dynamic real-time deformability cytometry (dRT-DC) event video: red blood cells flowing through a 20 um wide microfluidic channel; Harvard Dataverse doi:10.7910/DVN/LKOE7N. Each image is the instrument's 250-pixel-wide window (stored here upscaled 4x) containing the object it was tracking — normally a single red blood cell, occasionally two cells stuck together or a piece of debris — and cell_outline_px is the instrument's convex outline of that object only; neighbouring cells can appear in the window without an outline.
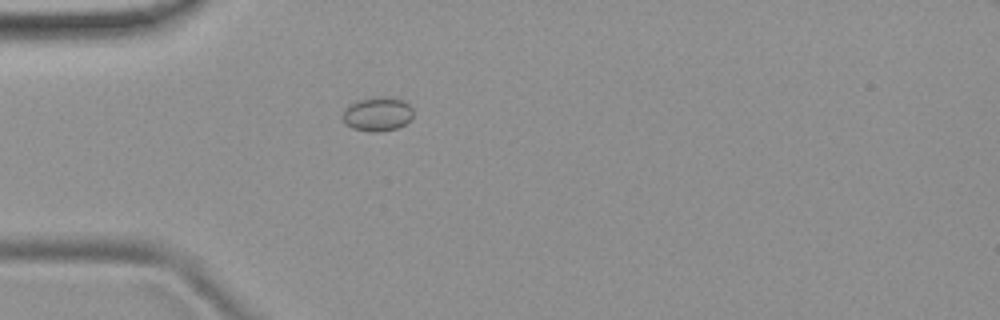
{"species": "common noctule bat (a hibernating species)", "species_latin": "Nyctalus noctula", "temperature_condition": "room temperature", "stored_images_in_passage": 1, "camera_frame_rate_fps": 3000, "um_per_image_px": 0.085, "animal": {"sex": "female", "body_mass_g": 19.9}, "frame": {"image": 1, "passage_image": 1, "time_ms": 0.0, "image_size_px": [1000, 320], "cell_outline_px": [[412, 120], [396, 128], [380, 132], [368, 132], [352, 128], [344, 124], [344, 112], [352, 104], [360, 100], [380, 96], [384, 96], [404, 100], [412, 108]], "centroid_in_image_um": [32.13, 9.71], "position_along_channel_um": 52.9, "area_um2": 13.87}}